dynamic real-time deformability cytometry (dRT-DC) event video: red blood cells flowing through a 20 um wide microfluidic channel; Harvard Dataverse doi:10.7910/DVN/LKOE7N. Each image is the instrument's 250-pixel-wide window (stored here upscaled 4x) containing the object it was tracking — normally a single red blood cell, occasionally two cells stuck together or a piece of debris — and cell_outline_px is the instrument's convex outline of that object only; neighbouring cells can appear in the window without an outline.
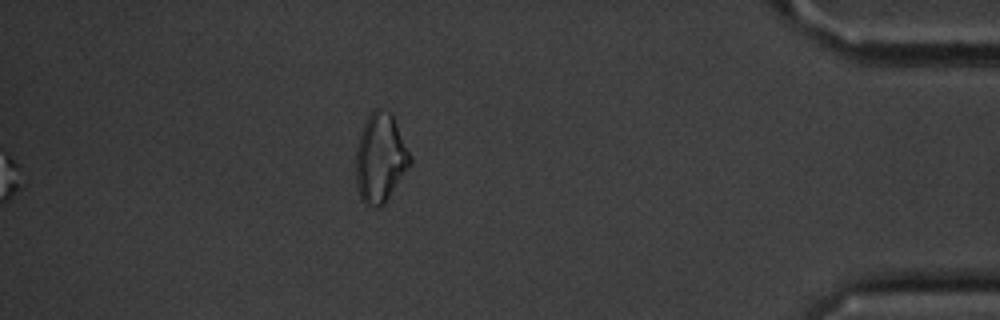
{"species": "common noctule bat (a hibernating species)", "species_latin": "Nyctalus noctula", "temperature_condition": "cold", "stored_images_in_passage": 45, "segment_of_instrument_passage": [2, 2], "camera_frame_rate_fps": 3000, "um_per_image_px": 0.085, "animal": {"sex": "male", "body_mass_g": 20.1, "forearm_length_mm": 53.5}, "frame": {"image": 1, "passage_image": 45, "time_ms": 14.667, "image_size_px": [1000, 320], "cell_outline_px": [[412, 164], [384, 204], [376, 208], [364, 204], [360, 200], [356, 184], [356, 148], [360, 132], [372, 108], [380, 108], [392, 112], [412, 156]], "centroid_in_image_um": [32.34, 13.42], "position_along_channel_um": 402.9, "area_um2": 28.78}}